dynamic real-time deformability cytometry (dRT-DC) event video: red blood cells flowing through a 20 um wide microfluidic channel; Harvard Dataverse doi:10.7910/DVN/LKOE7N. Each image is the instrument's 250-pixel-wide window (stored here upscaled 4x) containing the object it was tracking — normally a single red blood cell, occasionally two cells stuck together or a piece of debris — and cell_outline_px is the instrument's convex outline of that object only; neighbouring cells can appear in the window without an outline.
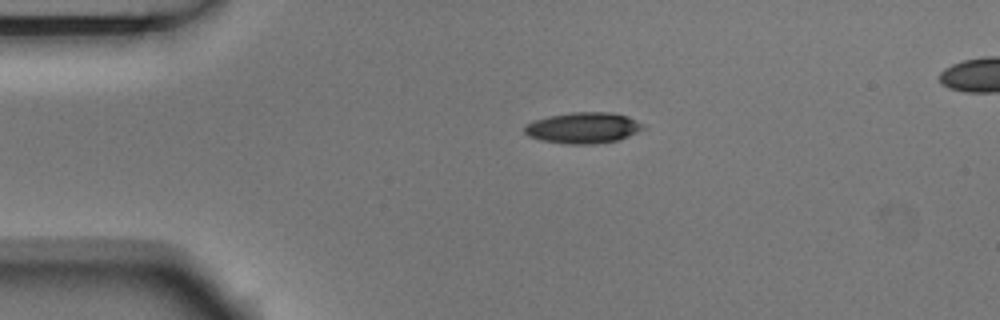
{"species": "Egyptian fruit bat (a non-hibernating species)", "species_latin": "Rousettus aegyptiacus", "temperature_condition": "room temperature", "stored_images_in_passage": 5, "camera_frame_rate_fps": 3000, "um_per_image_px": 0.085, "animal": {"sex": "male"}, "frame": {"image": 1, "passage_image": 3, "time_ms": 0.667, "image_size_px": [1000, 320], "cell_outline_px": [[644, 128], [628, 136], [616, 140], [592, 144], [564, 144], [540, 140], [528, 136], [524, 132], [524, 124], [548, 116], [572, 112], [612, 112], [628, 116], [644, 124]], "centroid_in_image_um": [49.54, 10.86], "position_along_channel_um": 35.5, "area_um2": 21.44}}